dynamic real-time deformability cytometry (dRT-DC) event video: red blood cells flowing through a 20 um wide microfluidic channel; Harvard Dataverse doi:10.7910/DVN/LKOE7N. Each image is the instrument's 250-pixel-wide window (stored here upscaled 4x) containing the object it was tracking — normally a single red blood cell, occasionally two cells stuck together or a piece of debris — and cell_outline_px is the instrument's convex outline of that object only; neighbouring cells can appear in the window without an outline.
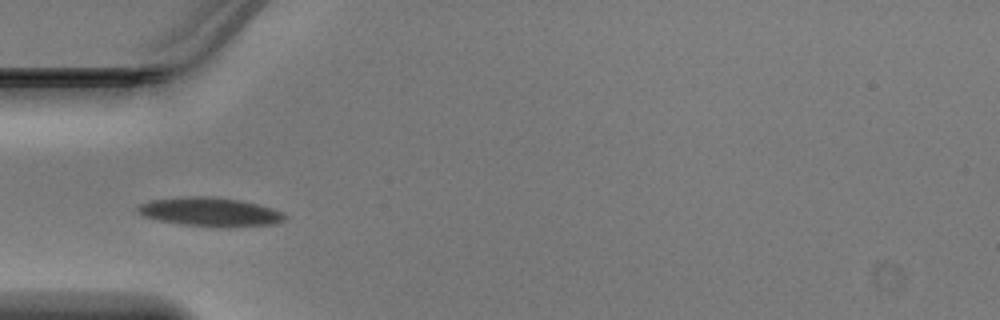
{"species": "Egyptian fruit bat (a non-hibernating species)", "species_latin": "Rousettus aegyptiacus", "temperature_condition": "warm", "stored_images_in_passage": 33, "camera_frame_rate_fps": 3000, "um_per_image_px": 0.085, "animal": {"sex": "male"}, "frame": {"image": 1, "passage_image": 1, "time_ms": 0.0, "image_size_px": [1000, 320], "cell_outline_px": [[284, 220], [268, 224], [228, 228], [220, 228], [184, 224], [160, 220], [144, 216], [136, 212], [136, 208], [140, 204], [148, 200], [184, 196], [208, 196], [240, 200], [272, 208], [280, 212], [284, 216]], "centroid_in_image_um": [17.78, 18.01], "position_along_channel_um": 67.2, "area_um2": 24.62}}
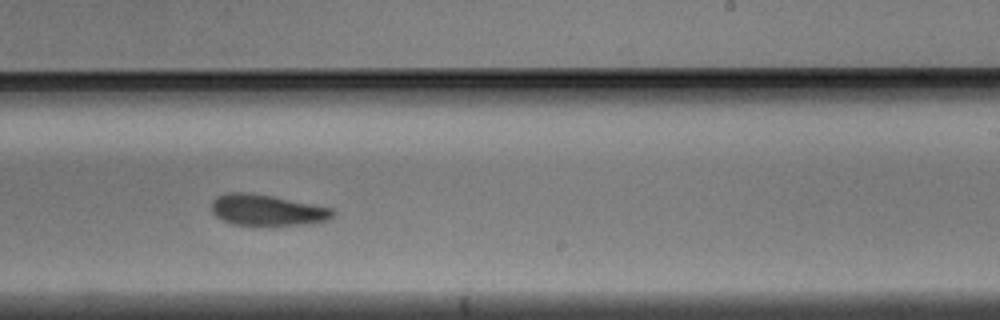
{"frame": {"image": 2, "passage_image": 15, "time_ms": 4.667, "image_size_px": [1000, 320], "cell_outline_px": [[336, 212], [328, 220], [304, 224], [232, 224], [216, 216], [212, 212], [212, 200], [216, 196], [228, 192], [248, 192], [272, 196], [332, 208]], "centroid_in_image_um": [22.67, 17.83], "position_along_channel_um": 266.3, "area_um2": 21.56}}
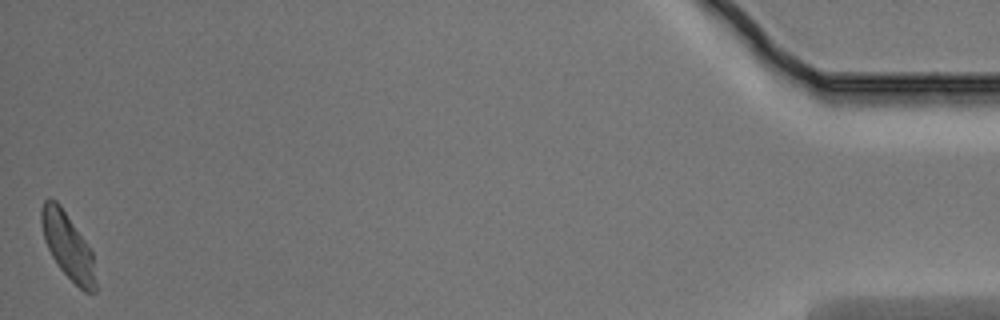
{"frame": {"image": 3, "passage_image": 33, "time_ms": 10.667, "image_size_px": [1000, 320], "cell_outline_px": [[96, 292], [84, 292], [60, 268], [52, 256], [44, 240], [40, 220], [40, 212], [44, 200], [48, 196], [56, 200], [60, 204], [92, 252], [96, 280]], "centroid_in_image_um": [5.74, 20.87], "position_along_channel_um": 429.5, "area_um2": 20.63}}